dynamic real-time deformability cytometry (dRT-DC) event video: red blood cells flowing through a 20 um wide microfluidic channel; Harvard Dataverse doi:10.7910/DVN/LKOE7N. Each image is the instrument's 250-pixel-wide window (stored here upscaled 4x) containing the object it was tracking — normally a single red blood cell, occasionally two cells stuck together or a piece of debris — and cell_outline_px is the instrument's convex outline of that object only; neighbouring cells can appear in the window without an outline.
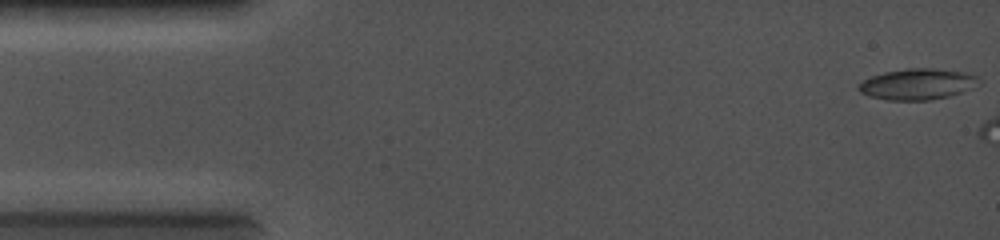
{"species": "common noctule bat (a hibernating species)", "species_latin": "Nyctalus noctula", "temperature_condition": "cold", "stored_images_in_passage": 3, "camera_frame_rate_fps": 5000, "um_per_image_px": 0.085, "animal": {"sex": "female", "body_mass_g": 19.0, "forearm_length_mm": 56.7}, "frame": {"image": 1, "passage_image": 1, "time_ms": 0.0, "image_size_px": [1000, 240], "cell_outline_px": [[980, 84], [960, 92], [948, 96], [928, 100], [888, 100], [868, 96], [860, 92], [856, 88], [856, 84], [872, 76], [884, 72], [908, 68], [932, 68], [960, 72], [976, 76], [980, 80]], "centroid_in_image_um": [77.92, 7.15], "position_along_channel_um": 7.1, "area_um2": 21.56}}